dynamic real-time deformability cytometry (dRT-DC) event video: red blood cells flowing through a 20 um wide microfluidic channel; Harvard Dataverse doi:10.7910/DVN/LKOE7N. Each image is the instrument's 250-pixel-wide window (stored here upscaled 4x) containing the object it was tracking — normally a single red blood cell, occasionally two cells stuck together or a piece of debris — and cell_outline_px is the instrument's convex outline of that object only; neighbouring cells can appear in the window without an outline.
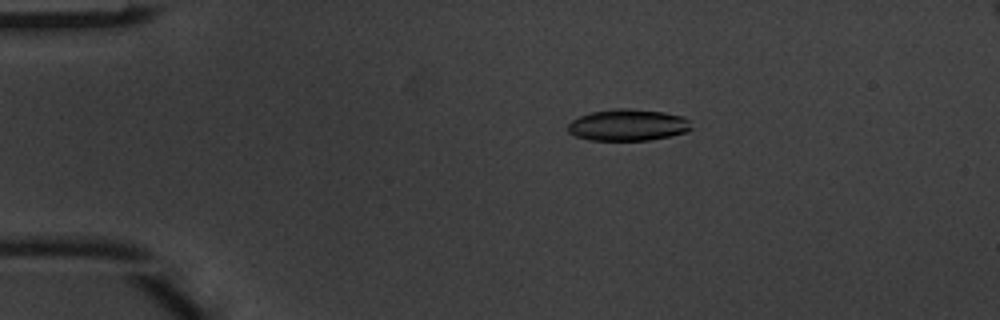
{"species": "common noctule bat (a hibernating species)", "species_latin": "Nyctalus noctula", "temperature_condition": "warm", "stored_images_in_passage": 6, "camera_frame_rate_fps": 3000, "um_per_image_px": 0.085, "animal": {"sex": "male", "body_mass_g": 20.1, "forearm_length_mm": 53.5}, "frame": {"image": 1, "passage_image": 3, "time_ms": 0.667, "image_size_px": [1000, 320], "cell_outline_px": [[692, 128], [688, 132], [648, 140], [588, 140], [576, 136], [568, 132], [568, 124], [572, 120], [580, 116], [592, 112], [616, 108], [628, 108], [664, 112], [684, 116], [688, 120]], "centroid_in_image_um": [53.38, 10.62], "position_along_channel_um": 31.6, "area_um2": 22.72}}
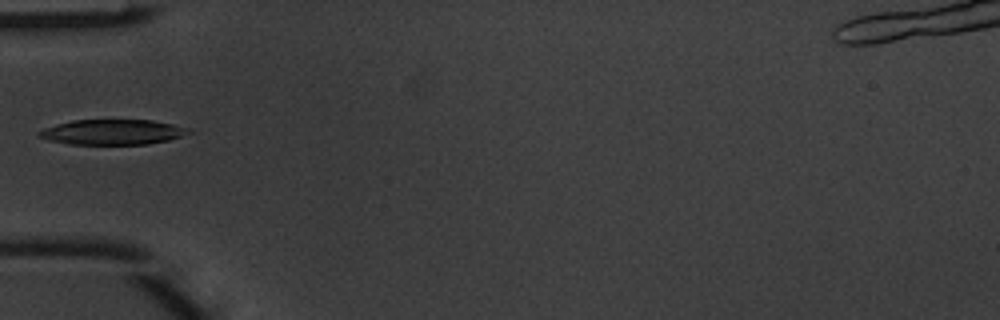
{"frame": {"image": 2, "passage_image": 5, "time_ms": 1.333, "image_size_px": [1000, 320], "cell_outline_px": [[192, 132], [168, 140], [148, 144], [68, 144], [48, 140], [36, 136], [36, 132], [44, 128], [56, 124], [72, 120], [152, 120], [172, 124], [188, 128]], "centroid_in_image_um": [9.51, 11.22], "position_along_channel_um": 75.5, "area_um2": 21.96}}